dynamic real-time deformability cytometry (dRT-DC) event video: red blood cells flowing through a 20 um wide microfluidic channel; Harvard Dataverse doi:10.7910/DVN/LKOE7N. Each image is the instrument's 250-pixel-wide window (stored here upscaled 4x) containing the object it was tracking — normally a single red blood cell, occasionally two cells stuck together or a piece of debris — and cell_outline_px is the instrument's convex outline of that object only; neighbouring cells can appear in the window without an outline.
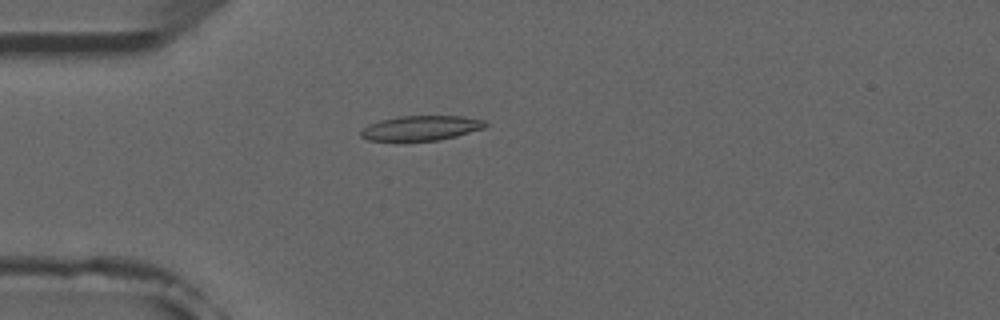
{"species": "common noctule bat (a hibernating species)", "species_latin": "Nyctalus noctula", "temperature_condition": "room temperature", "stored_images_in_passage": 4, "camera_frame_rate_fps": 3000, "um_per_image_px": 0.085, "animal": {"sex": "male", "forearm_length_mm": 52.5}, "frame": {"image": 1, "passage_image": 4, "time_ms": 3.333, "image_size_px": [1000, 320], "cell_outline_px": [[488, 124], [484, 128], [456, 136], [440, 140], [368, 140], [360, 136], [360, 132], [368, 124], [380, 120], [400, 116], [464, 116], [484, 120]], "centroid_in_image_um": [35.8, 10.87], "position_along_channel_um": 49.2, "area_um2": 17.86}}